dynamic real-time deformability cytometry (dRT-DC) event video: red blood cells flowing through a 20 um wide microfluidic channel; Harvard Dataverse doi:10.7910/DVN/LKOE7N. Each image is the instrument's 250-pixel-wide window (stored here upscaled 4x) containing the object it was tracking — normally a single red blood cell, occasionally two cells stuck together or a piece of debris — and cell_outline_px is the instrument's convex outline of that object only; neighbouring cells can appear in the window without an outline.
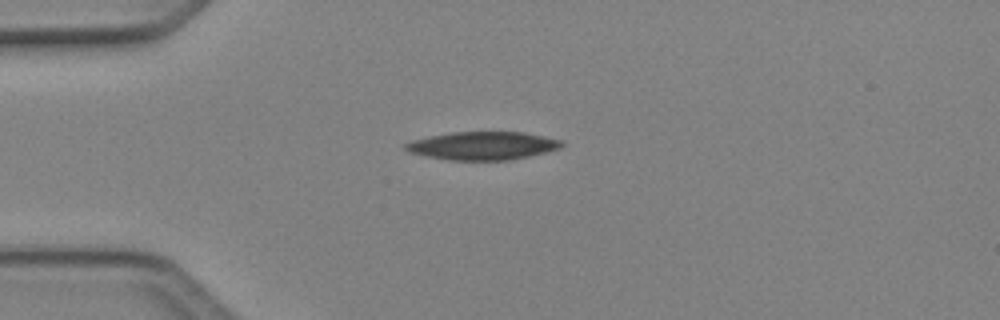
{"species": "Egyptian fruit bat (a non-hibernating species)", "species_latin": "Rousettus aegyptiacus", "temperature_condition": "cold", "stored_images_in_passage": 3, "camera_frame_rate_fps": 3000, "um_per_image_px": 0.085, "animal": {"sex": "female"}, "frame": {"image": 1, "passage_image": 1, "time_ms": 0.0, "image_size_px": [1000, 320], "cell_outline_px": [[564, 144], [560, 148], [528, 156], [508, 160], [448, 160], [428, 156], [412, 152], [404, 148], [404, 144], [412, 140], [452, 132], [524, 132], [564, 140]], "centroid_in_image_um": [41.07, 12.38], "position_along_channel_um": 43.9, "area_um2": 25.37}}
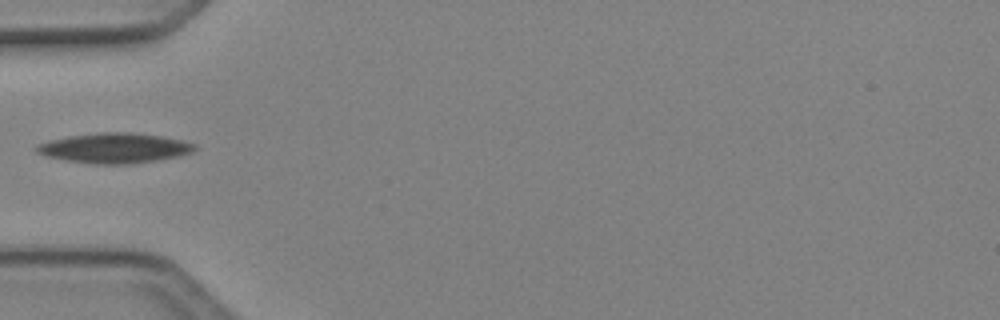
{"frame": {"image": 2, "passage_image": 2, "time_ms": 0.333, "image_size_px": [1000, 320], "cell_outline_px": [[196, 148], [192, 152], [180, 156], [132, 164], [92, 164], [68, 160], [48, 156], [36, 152], [32, 148], [36, 144], [68, 136], [100, 132], [132, 132], [160, 136], [180, 140], [196, 144]], "centroid_in_image_um": [9.72, 12.58], "position_along_channel_um": 75.3, "area_um2": 27.63}}
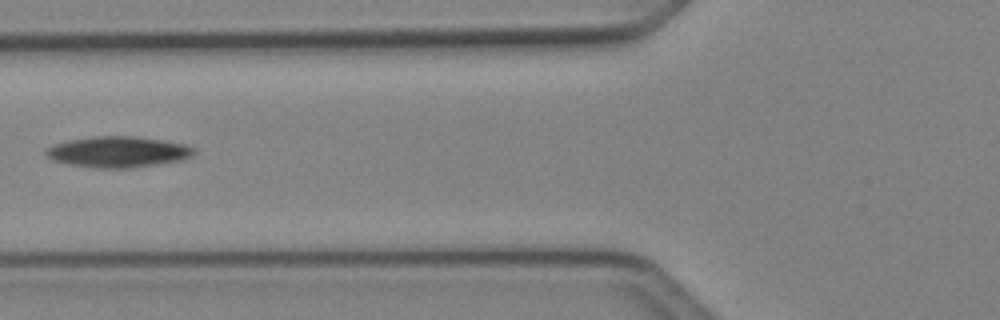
{"frame": {"image": 3, "passage_image": 3, "time_ms": 0.667, "image_size_px": [1000, 320], "cell_outline_px": [[196, 152], [192, 156], [180, 160], [132, 168], [96, 168], [72, 164], [52, 160], [44, 152], [48, 148], [56, 144], [68, 140], [92, 136], [132, 136], [164, 140], [184, 144], [196, 148]], "centroid_in_image_um": [10.06, 12.9], "position_along_channel_um": 115.7, "area_um2": 26.53}}